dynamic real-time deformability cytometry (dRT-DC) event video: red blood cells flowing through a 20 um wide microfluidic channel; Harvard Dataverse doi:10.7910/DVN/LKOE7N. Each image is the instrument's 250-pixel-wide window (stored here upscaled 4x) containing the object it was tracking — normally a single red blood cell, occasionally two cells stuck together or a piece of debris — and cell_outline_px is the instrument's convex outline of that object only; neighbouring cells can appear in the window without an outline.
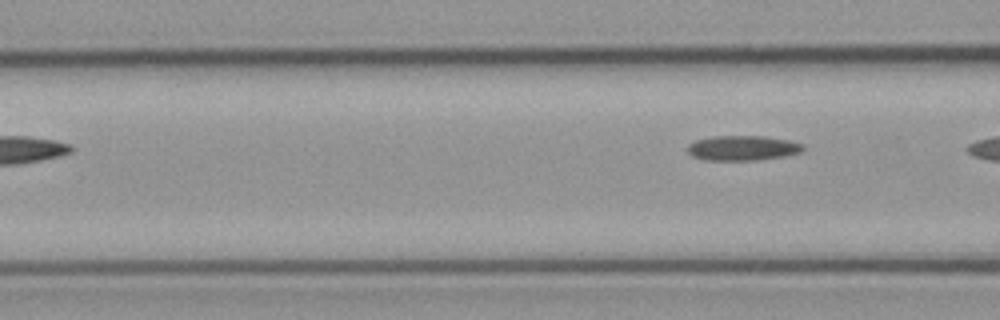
{"species": "common noctule bat (a hibernating species)", "species_latin": "Nyctalus noctula", "temperature_condition": "cold", "stored_images_in_passage": 5, "camera_frame_rate_fps": 3000, "um_per_image_px": 0.085, "animal": {"sex": "male", "body_mass_g": 23.1, "forearm_length_mm": 52.7}, "frame": {"image": 1, "passage_image": 5, "time_ms": 6.0, "image_size_px": [1000, 320], "cell_outline_px": [[804, 148], [800, 152], [784, 156], [760, 160], [704, 160], [692, 156], [688, 152], [688, 144], [696, 140], [712, 136], [764, 136], [788, 140], [804, 144]], "centroid_in_image_um": [63.11, 12.58], "position_along_channel_um": 103.5, "area_um2": 16.82}}